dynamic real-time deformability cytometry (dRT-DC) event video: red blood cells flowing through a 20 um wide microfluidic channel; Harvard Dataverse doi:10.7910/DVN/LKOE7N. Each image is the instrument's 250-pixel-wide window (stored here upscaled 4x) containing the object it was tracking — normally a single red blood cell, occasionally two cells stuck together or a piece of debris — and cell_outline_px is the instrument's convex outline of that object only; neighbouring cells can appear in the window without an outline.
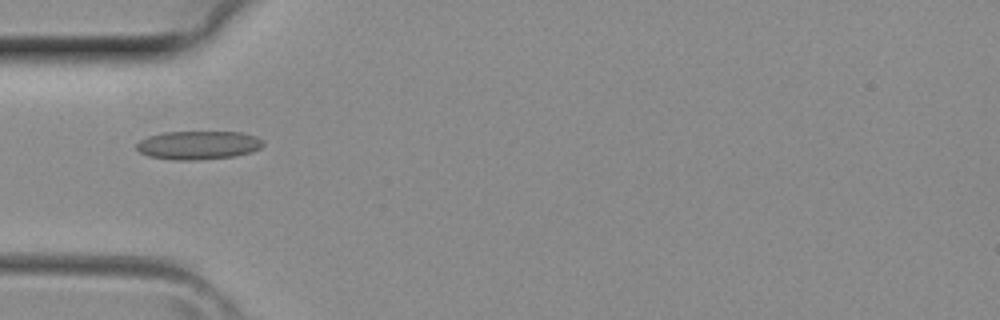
{"species": "common noctule bat (a hibernating species)", "species_latin": "Nyctalus noctula", "temperature_condition": "room temperature", "stored_images_in_passage": 35, "camera_frame_rate_fps": 3000, "um_per_image_px": 0.085, "animal": {"sex": "female", "body_mass_g": 29.2, "forearm_length_mm": 56.3}, "frame": {"image": 1, "passage_image": 8, "time_ms": 2.333, "image_size_px": [1000, 320], "cell_outline_px": [[264, 144], [260, 148], [252, 152], [236, 156], [200, 160], [172, 160], [148, 156], [140, 152], [136, 148], [136, 144], [140, 140], [148, 136], [164, 132], [240, 132], [256, 136], [264, 140]], "centroid_in_image_um": [16.87, 12.34], "position_along_channel_um": 68.1, "area_um2": 21.27}}
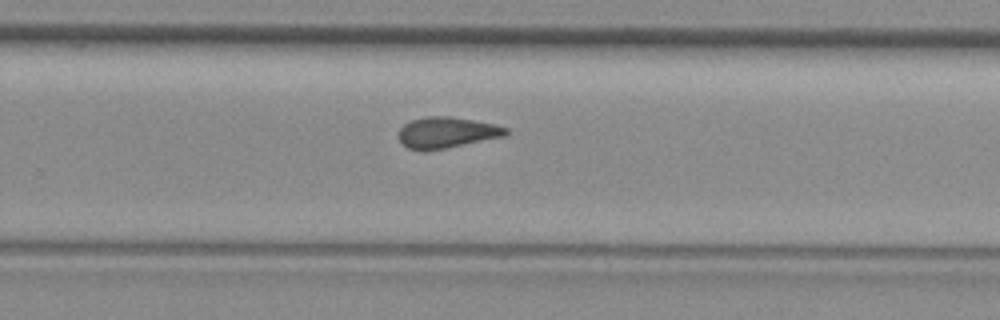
{"frame": {"image": 2, "passage_image": 21, "time_ms": 6.667, "image_size_px": [1000, 320], "cell_outline_px": [[508, 132], [504, 136], [448, 148], [424, 152], [420, 152], [408, 148], [400, 140], [400, 128], [404, 124], [412, 120], [428, 116], [448, 116], [472, 120], [492, 124], [508, 128]], "centroid_in_image_um": [37.95, 11.29], "position_along_channel_um": 291.9, "area_um2": 19.31}}
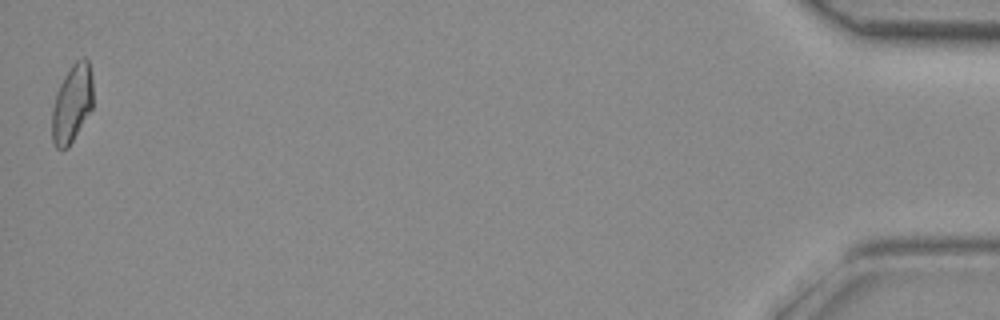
{"frame": {"image": 3, "passage_image": 35, "time_ms": 11.333, "image_size_px": [1000, 320], "cell_outline_px": [[92, 108], [68, 148], [56, 148], [52, 140], [52, 108], [56, 92], [64, 76], [72, 64], [76, 60], [84, 56], [88, 60], [92, 76]], "centroid_in_image_um": [6.12, 8.78], "position_along_channel_um": 429.1, "area_um2": 18.61}}